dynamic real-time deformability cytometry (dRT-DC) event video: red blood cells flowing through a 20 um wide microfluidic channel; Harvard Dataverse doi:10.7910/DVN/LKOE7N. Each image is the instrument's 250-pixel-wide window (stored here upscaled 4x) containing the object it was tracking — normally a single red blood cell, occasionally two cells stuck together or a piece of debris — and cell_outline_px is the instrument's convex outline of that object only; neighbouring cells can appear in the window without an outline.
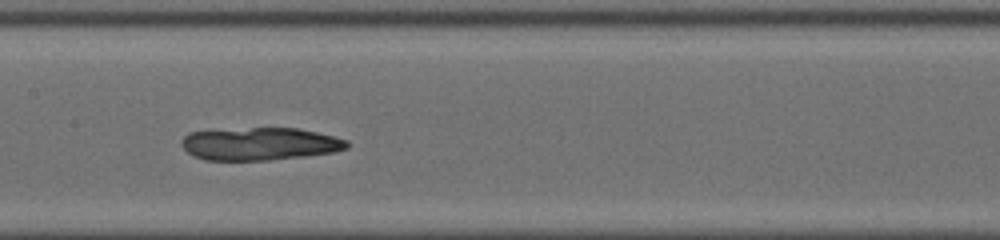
{"species": "common noctule bat (a hibernating species)", "species_latin": "Nyctalus noctula", "temperature_condition": "cold", "stored_images_in_passage": 44, "camera_frame_rate_fps": 3000, "um_per_image_px": 0.085, "animal": {"sex": "male", "body_mass_g": 19.0, "forearm_length_mm": 50.8}, "frame": {"image": 1, "passage_image": 19, "time_ms": 6.0, "image_size_px": [1000, 240], "cell_outline_px": [[348, 148], [332, 152], [304, 156], [268, 160], [204, 160], [192, 156], [180, 144], [180, 140], [188, 132], [252, 128], [296, 128], [316, 132], [348, 140]], "centroid_in_image_um": [22.04, 12.23], "position_along_channel_um": 185.4, "area_um2": 31.39}}
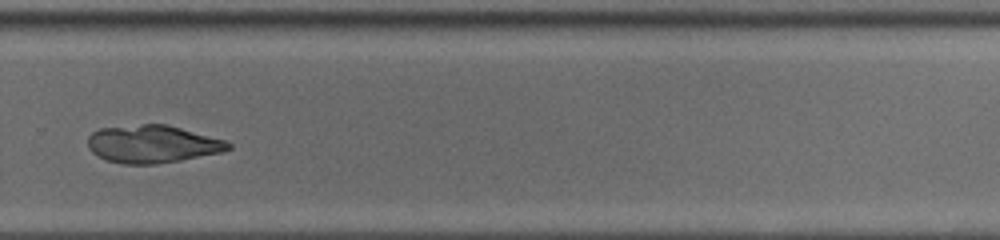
{"frame": {"image": 2, "passage_image": 29, "time_ms": 9.333, "image_size_px": [1000, 240], "cell_outline_px": [[232, 148], [220, 152], [180, 160], [156, 164], [124, 164], [104, 160], [92, 152], [88, 148], [88, 136], [92, 132], [100, 128], [140, 124], [164, 124], [180, 128], [224, 140], [232, 144]], "centroid_in_image_um": [12.91, 12.25], "position_along_channel_um": 316.9, "area_um2": 30.69}}
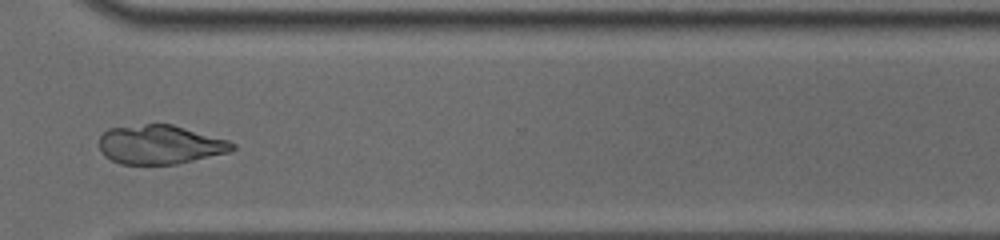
{"frame": {"image": 3, "passage_image": 32, "time_ms": 10.333, "image_size_px": [1000, 240], "cell_outline_px": [[236, 148], [228, 152], [176, 164], [120, 164], [104, 156], [100, 148], [100, 136], [108, 128], [144, 124], [172, 124], [228, 140], [236, 144]], "centroid_in_image_um": [13.59, 12.29], "position_along_channel_um": 357.0, "area_um2": 30.17}}